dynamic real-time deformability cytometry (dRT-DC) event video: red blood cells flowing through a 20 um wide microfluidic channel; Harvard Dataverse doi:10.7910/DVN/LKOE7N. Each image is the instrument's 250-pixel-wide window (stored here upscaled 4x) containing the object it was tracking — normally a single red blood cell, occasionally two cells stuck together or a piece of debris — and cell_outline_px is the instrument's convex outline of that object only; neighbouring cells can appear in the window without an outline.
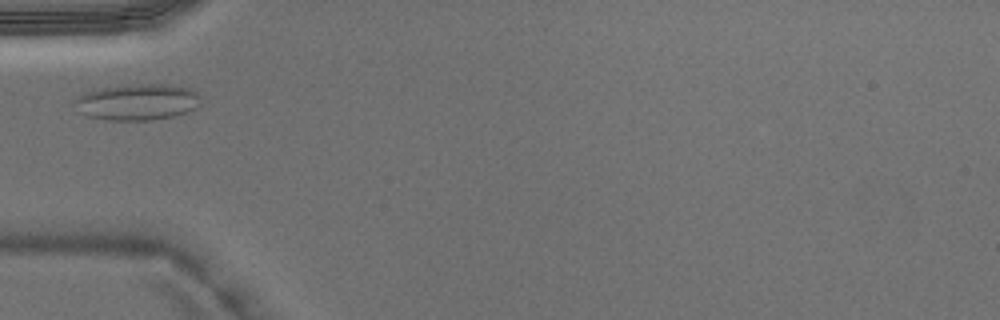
{"species": "Egyptian fruit bat (a non-hibernating species)", "species_latin": "Rousettus aegyptiacus", "temperature_condition": "warm", "stored_images_in_passage": 3, "camera_frame_rate_fps": 3000, "um_per_image_px": 0.085, "animal": {"sex": "male"}, "frame": {"image": 1, "passage_image": 2, "time_ms": 0.333, "image_size_px": [1000, 320], "cell_outline_px": [[196, 108], [188, 112], [172, 116], [152, 120], [108, 120], [88, 116], [76, 112], [76, 100], [84, 92], [100, 88], [136, 84], [172, 84], [188, 88], [196, 92]], "centroid_in_image_um": [11.63, 8.67], "position_along_channel_um": 73.4, "area_um2": 26.36}}